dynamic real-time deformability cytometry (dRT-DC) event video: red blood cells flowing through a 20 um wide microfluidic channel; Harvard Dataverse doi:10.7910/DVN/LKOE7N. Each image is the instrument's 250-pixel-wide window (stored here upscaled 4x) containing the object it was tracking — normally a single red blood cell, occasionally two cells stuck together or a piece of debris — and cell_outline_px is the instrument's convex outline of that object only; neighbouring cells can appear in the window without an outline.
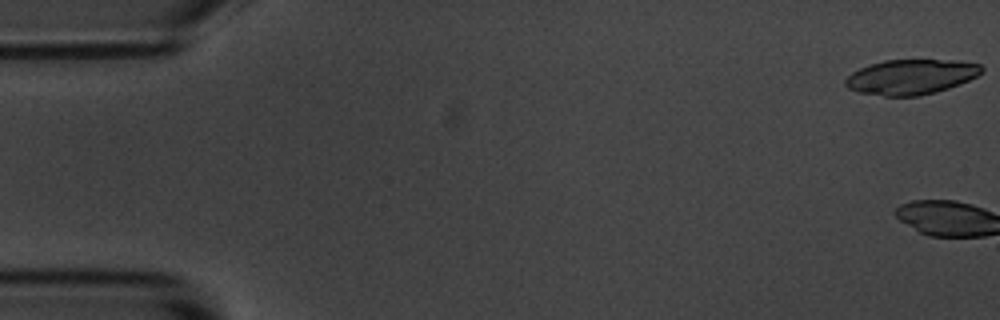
{"species": "common noctule bat (a hibernating species)", "species_latin": "Nyctalus noctula", "temperature_condition": "room temperature", "stored_images_in_passage": 5, "camera_frame_rate_fps": 3000, "um_per_image_px": 0.085, "animal": {"sex": "male", "body_mass_g": 20.1, "forearm_length_mm": 53.5}, "frame": {"image": 1, "passage_image": 1, "time_ms": 0.0, "image_size_px": [1000, 320], "cell_outline_px": [[984, 72], [968, 80], [948, 88], [936, 92], [920, 96], [884, 96], [860, 92], [848, 88], [844, 84], [844, 80], [852, 72], [860, 68], [884, 60], [956, 60], [980, 64], [984, 68]], "centroid_in_image_um": [77.45, 6.53], "position_along_channel_um": 7.6, "area_um2": 27.74}}